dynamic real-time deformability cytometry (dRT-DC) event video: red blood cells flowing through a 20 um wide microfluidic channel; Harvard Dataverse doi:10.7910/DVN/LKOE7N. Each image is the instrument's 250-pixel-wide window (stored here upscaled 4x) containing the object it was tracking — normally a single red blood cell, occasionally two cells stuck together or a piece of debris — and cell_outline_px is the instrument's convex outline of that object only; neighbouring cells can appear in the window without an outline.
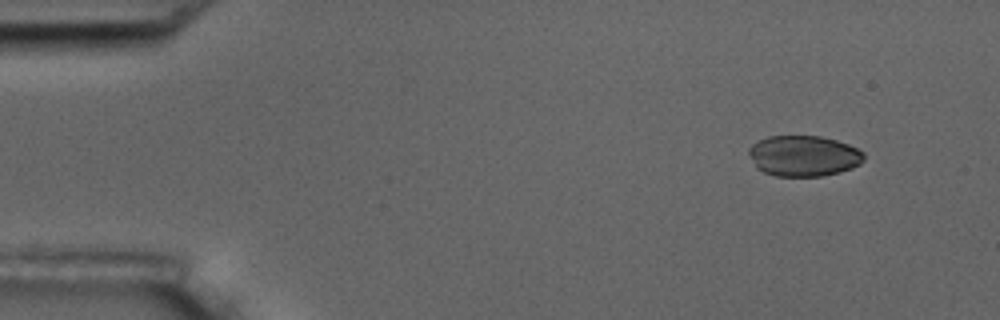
{"species": "common noctule bat (a hibernating species)", "species_latin": "Nyctalus noctula", "temperature_condition": "room temperature", "stored_images_in_passage": 5, "segment_of_instrument_passage": [1, 2], "camera_frame_rate_fps": 3000, "um_per_image_px": 0.085, "animal": {"sex": "male", "body_mass_g": 17.5, "forearm_length_mm": 52.3}, "frame": {"image": 1, "passage_image": 1, "time_ms": 0.0, "image_size_px": [1000, 320], "cell_outline_px": [[864, 160], [860, 164], [852, 168], [840, 172], [820, 176], [776, 176], [764, 172], [756, 168], [748, 152], [748, 148], [756, 140], [768, 136], [820, 136], [836, 140], [848, 144], [864, 152]], "centroid_in_image_um": [68.29, 13.24], "position_along_channel_um": 16.7, "area_um2": 27.51}}
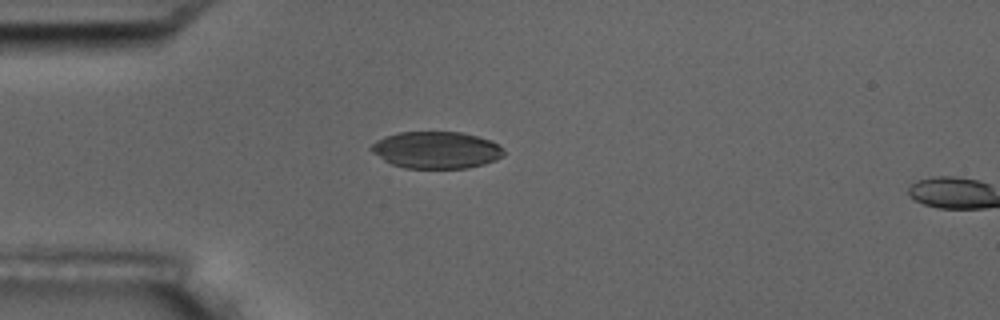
{"frame": {"image": 2, "passage_image": 4, "time_ms": 3.333, "image_size_px": [1000, 320], "cell_outline_px": [[504, 156], [496, 160], [484, 164], [468, 168], [404, 168], [392, 164], [384, 160], [372, 152], [368, 148], [376, 140], [384, 136], [400, 132], [460, 132], [492, 140], [500, 144], [504, 152]], "centroid_in_image_um": [37.09, 12.75], "position_along_channel_um": 47.9, "area_um2": 28.73}}